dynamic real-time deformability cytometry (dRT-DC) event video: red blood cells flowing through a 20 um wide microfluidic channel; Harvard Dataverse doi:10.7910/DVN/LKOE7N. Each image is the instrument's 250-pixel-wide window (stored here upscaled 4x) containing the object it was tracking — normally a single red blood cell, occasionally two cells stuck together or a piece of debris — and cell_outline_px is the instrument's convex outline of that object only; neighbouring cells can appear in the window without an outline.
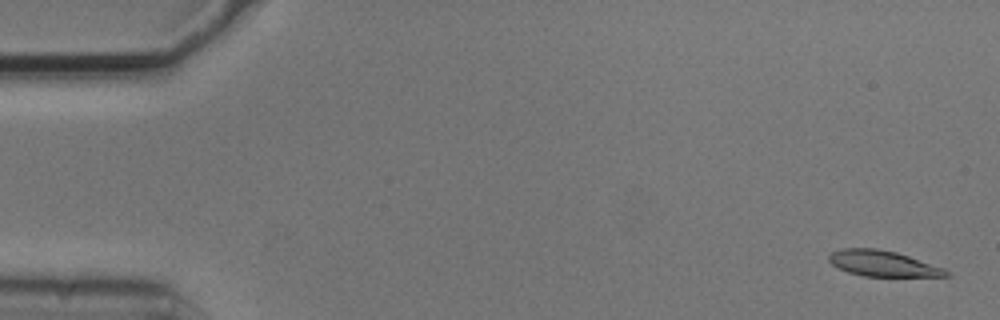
{"species": "common noctule bat (a hibernating species)", "species_latin": "Nyctalus noctula", "temperature_condition": "cold", "stored_images_in_passage": 5, "camera_frame_rate_fps": 3000, "um_per_image_px": 0.085, "animal": {"sex": "male", "body_mass_g": 20.5, "forearm_length_mm": 52.5}, "frame": {"image": 1, "passage_image": 1, "time_ms": 0.0, "image_size_px": [1000, 320], "cell_outline_px": [[952, 276], [864, 276], [848, 272], [832, 264], [828, 260], [828, 256], [832, 252], [844, 248], [876, 248], [896, 252], [944, 268], [952, 272]], "centroid_in_image_um": [75.06, 22.4], "position_along_channel_um": 9.9, "area_um2": 17.46}}